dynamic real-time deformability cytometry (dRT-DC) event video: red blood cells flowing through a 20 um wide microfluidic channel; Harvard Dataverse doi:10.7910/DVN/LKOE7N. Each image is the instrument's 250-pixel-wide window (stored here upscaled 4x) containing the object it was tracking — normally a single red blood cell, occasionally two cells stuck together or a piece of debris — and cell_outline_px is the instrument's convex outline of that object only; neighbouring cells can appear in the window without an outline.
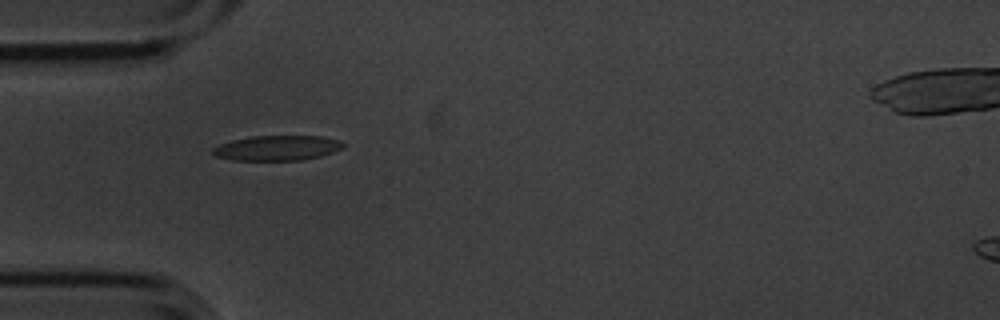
{"species": "common noctule bat (a hibernating species)", "species_latin": "Nyctalus noctula", "temperature_condition": "cold", "stored_images_in_passage": 2, "camera_frame_rate_fps": 3000, "um_per_image_px": 0.085, "animal": {"sex": "male", "body_mass_g": 20.1, "forearm_length_mm": 53.5}, "frame": {"image": 1, "passage_image": 1, "time_ms": 0.0, "image_size_px": [1000, 320], "cell_outline_px": [[344, 148], [320, 156], [300, 160], [232, 160], [216, 156], [212, 152], [212, 148], [220, 144], [232, 140], [252, 136], [324, 136], [340, 140], [344, 144]], "centroid_in_image_um": [23.57, 12.57], "position_along_channel_um": 61.4, "area_um2": 19.02}}
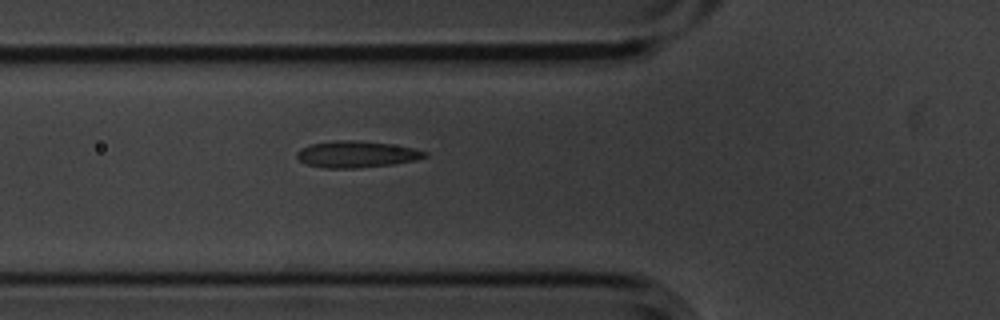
{"frame": {"image": 2, "passage_image": 2, "time_ms": 0.333, "image_size_px": [1000, 320], "cell_outline_px": [[428, 156], [416, 160], [392, 164], [356, 168], [324, 168], [304, 164], [296, 156], [296, 152], [300, 148], [312, 144], [336, 140], [360, 140], [416, 148], [428, 152]], "centroid_in_image_um": [30.3, 13.11], "position_along_channel_um": 95.5, "area_um2": 19.88}}